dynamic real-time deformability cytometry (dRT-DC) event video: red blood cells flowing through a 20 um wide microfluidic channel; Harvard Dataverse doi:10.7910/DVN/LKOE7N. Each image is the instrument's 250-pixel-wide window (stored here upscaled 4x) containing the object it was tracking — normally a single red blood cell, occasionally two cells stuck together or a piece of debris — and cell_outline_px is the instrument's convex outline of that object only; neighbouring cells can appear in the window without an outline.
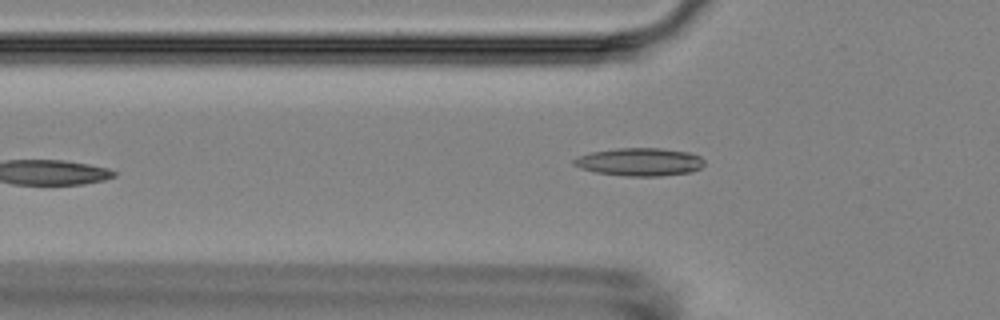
{"species": "Egyptian fruit bat (a non-hibernating species)", "species_latin": "Rousettus aegyptiacus", "temperature_condition": "room temperature", "stored_images_in_passage": 6, "camera_frame_rate_fps": 3000, "um_per_image_px": 0.085, "animal": {"sex": "female"}, "frame": {"image": 1, "passage_image": 6, "time_ms": 6.667, "image_size_px": [1000, 320], "cell_outline_px": [[704, 164], [700, 168], [692, 172], [660, 176], [624, 176], [596, 172], [580, 168], [572, 164], [572, 160], [580, 156], [592, 152], [616, 148], [660, 148], [688, 152], [700, 156], [704, 160]], "centroid_in_image_um": [54.38, 13.76], "position_along_channel_um": 71.4, "area_um2": 21.27}}